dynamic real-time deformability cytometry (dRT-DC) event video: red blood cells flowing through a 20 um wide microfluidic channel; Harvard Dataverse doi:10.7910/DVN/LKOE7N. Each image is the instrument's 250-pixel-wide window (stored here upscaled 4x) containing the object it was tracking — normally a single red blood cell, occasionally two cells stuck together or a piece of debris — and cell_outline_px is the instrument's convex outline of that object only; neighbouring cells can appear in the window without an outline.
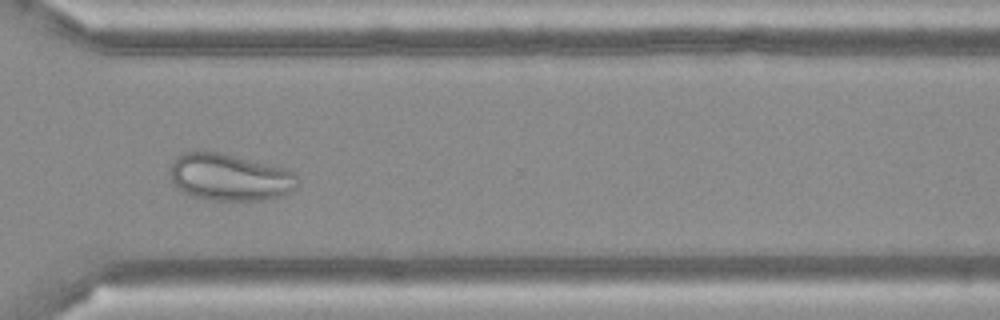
{"species": "Egyptian fruit bat (a non-hibernating species)", "species_latin": "Rousettus aegyptiacus", "temperature_condition": "cold", "stored_images_in_passage": 51, "camera_frame_rate_fps": 3000, "um_per_image_px": 0.085, "frame": {"image": 1, "passage_image": 37, "time_ms": 12.0, "image_size_px": [1000, 320], "cell_outline_px": [[296, 188], [280, 196], [264, 200], [212, 200], [192, 196], [176, 188], [172, 180], [172, 164], [176, 156], [180, 152], [220, 152], [284, 168], [292, 172], [296, 176]], "centroid_in_image_um": [19.5, 15.07], "position_along_channel_um": 351.1, "area_um2": 34.51}}